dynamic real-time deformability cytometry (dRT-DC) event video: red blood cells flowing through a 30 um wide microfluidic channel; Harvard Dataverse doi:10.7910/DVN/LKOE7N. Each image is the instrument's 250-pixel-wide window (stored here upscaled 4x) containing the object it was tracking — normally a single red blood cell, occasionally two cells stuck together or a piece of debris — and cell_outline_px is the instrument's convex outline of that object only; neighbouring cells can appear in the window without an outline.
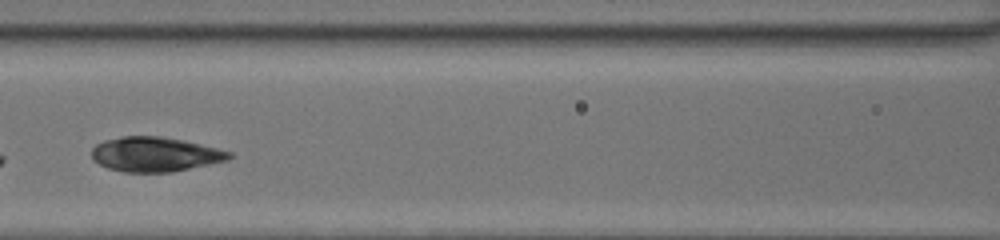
{"species": "common noctule bat (a hibernating species)", "species_latin": "Nyctalus noctula", "temperature_condition": "room temperature", "stored_images_in_passage": 36, "camera_frame_rate_fps": 3000, "um_per_image_px": 0.085, "animal": {"sex": "female", "body_mass_g": 20.0, "forearm_length_mm": 54.0}, "frame": {"image": 1, "passage_image": 11, "time_ms": 3.333, "image_size_px": [1000, 240], "cell_outline_px": [[236, 156], [228, 160], [172, 172], [124, 172], [108, 168], [92, 160], [92, 148], [96, 144], [104, 140], [124, 136], [160, 136], [184, 140], [232, 152]], "centroid_in_image_um": [13.19, 13.11], "position_along_channel_um": 153.4, "area_um2": 27.8}}
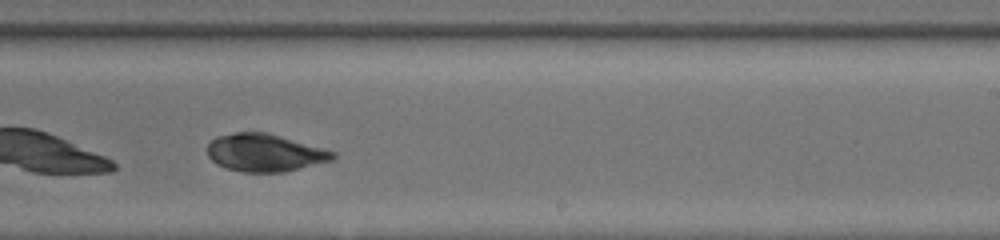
{"frame": {"image": 2, "passage_image": 19, "time_ms": 6.0, "image_size_px": [1000, 240], "cell_outline_px": [[336, 156], [332, 160], [284, 172], [244, 172], [224, 168], [216, 164], [208, 156], [208, 144], [216, 136], [236, 132], [268, 132], [324, 148], [336, 152]], "centroid_in_image_um": [22.5, 12.98], "position_along_channel_um": 266.5, "area_um2": 27.63}}
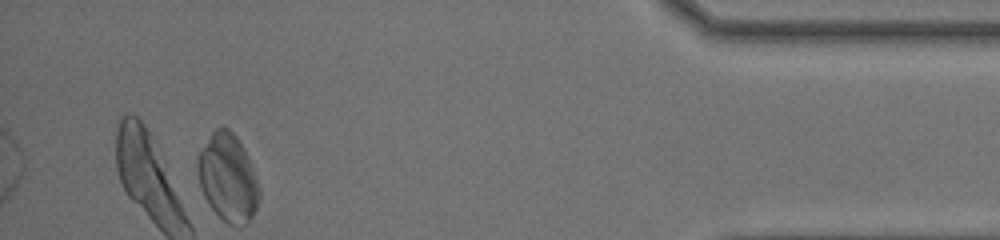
{"frame": {"image": 3, "passage_image": 33, "time_ms": 10.667, "image_size_px": [1000, 240], "cell_outline_px": [[260, 196], [256, 208], [252, 216], [244, 224], [228, 224], [208, 204], [200, 188], [196, 168], [196, 164], [200, 152], [212, 132], [216, 128], [228, 128], [236, 136], [244, 148], [252, 164], [260, 188]], "centroid_in_image_um": [19.37, 15.09], "position_along_channel_um": 415.8, "area_um2": 31.21}, "authors_computed_cell_mechanics": {"area_um2": 28.6399, "velocity_mm_per_s": 4.2605, "shape_relaxation_time_tau1_ms": 4.7111, "shape_relaxation_time_tau2_ms": null, "deformation_change_tau1": 0.1469, "deformation_change_tau2": null}}